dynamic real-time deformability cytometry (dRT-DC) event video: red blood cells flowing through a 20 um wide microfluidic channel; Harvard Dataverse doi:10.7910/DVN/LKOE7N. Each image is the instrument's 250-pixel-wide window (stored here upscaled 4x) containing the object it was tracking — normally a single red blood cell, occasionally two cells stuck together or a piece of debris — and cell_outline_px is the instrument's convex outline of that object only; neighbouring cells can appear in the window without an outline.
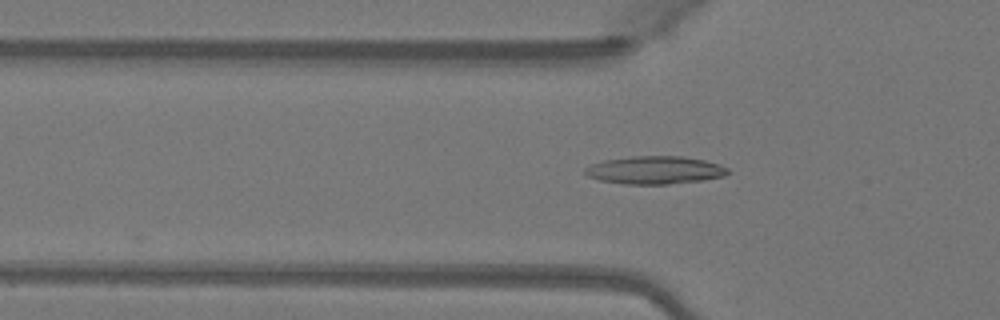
{"species": "Egyptian fruit bat (a non-hibernating species)", "species_latin": "Rousettus aegyptiacus", "temperature_condition": "warm", "stored_images_in_passage": 29, "camera_frame_rate_fps": 3000, "um_per_image_px": 0.085, "animal": {"sex": "female"}, "frame": {"image": 1, "passage_image": 3, "time_ms": 0.667, "image_size_px": [1000, 320], "cell_outline_px": [[728, 172], [724, 176], [704, 180], [668, 184], [624, 184], [600, 180], [588, 176], [584, 172], [584, 168], [592, 164], [604, 160], [632, 156], [684, 156], [704, 160], [720, 164], [728, 168]], "centroid_in_image_um": [55.67, 14.45], "position_along_channel_um": 70.1, "area_um2": 23.24}}
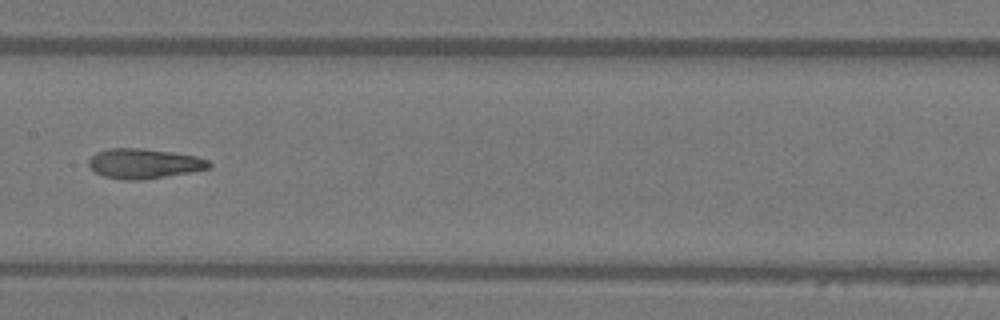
{"frame": {"image": 2, "passage_image": 12, "time_ms": 3.667, "image_size_px": [1000, 320], "cell_outline_px": [[212, 168], [192, 172], [140, 180], [124, 180], [104, 176], [96, 172], [88, 164], [88, 160], [96, 152], [108, 148], [140, 148], [172, 152], [196, 156], [208, 160], [212, 164]], "centroid_in_image_um": [12.26, 13.9], "position_along_channel_um": 195.1, "area_um2": 20.98}}
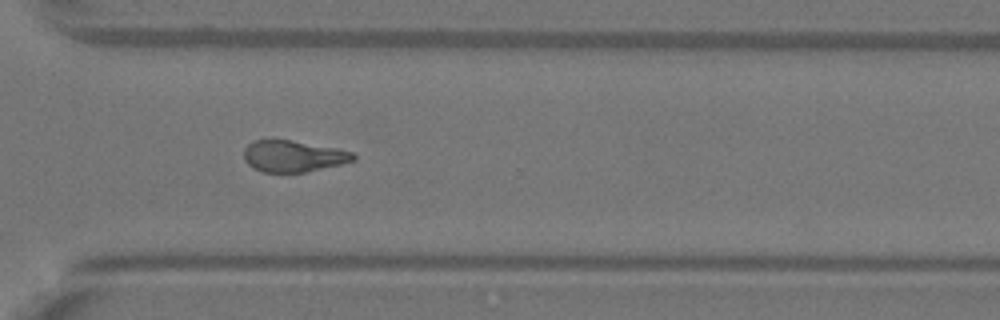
{"frame": {"image": 3, "passage_image": 23, "time_ms": 7.333, "image_size_px": [1000, 320], "cell_outline_px": [[356, 160], [340, 164], [304, 172], [264, 172], [252, 168], [244, 160], [244, 148], [252, 140], [272, 136], [336, 148], [352, 152], [356, 156]], "centroid_in_image_um": [24.85, 13.22], "position_along_channel_um": 345.7, "area_um2": 20.63}, "authors_computed_cell_mechanics": {"area_um2": 20.9236, "velocity_mm_per_s": 4.1311, "shape_relaxation_time_tau1_ms": null, "shape_relaxation_time_tau2_ms": 2.4878, "deformation_change_tau1": null, "deformation_change_tau2": 0.1002}}